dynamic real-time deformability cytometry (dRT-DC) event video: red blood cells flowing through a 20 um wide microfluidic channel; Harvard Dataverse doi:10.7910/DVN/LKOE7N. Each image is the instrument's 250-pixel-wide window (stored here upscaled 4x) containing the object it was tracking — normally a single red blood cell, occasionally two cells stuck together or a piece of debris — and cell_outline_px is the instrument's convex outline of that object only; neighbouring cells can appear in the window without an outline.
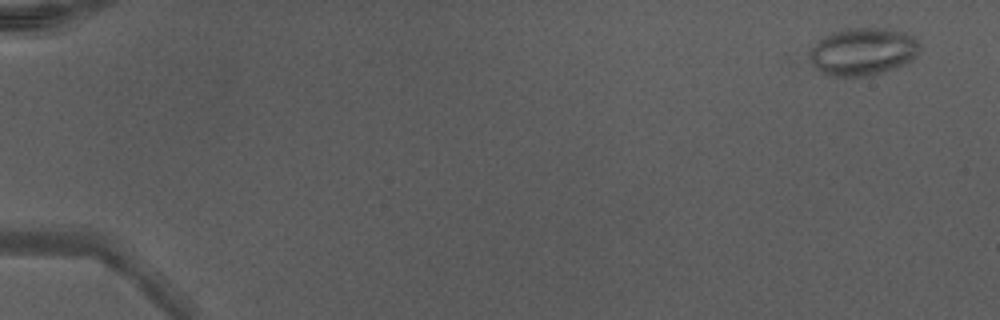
{"species": "Egyptian fruit bat (a non-hibernating species)", "species_latin": "Rousettus aegyptiacus", "temperature_condition": "warm", "stored_images_in_passage": 12, "camera_frame_rate_fps": 3000, "um_per_image_px": 0.085, "animal": {"sex": "male"}, "frame": {"image": 1, "passage_image": 3, "time_ms": 0.667, "image_size_px": [1000, 320], "cell_outline_px": [[920, 52], [912, 60], [896, 68], [868, 76], [828, 76], [816, 68], [808, 60], [808, 52], [824, 36], [840, 28], [884, 28], [904, 32], [912, 36], [920, 44]], "centroid_in_image_um": [73.34, 4.38], "position_along_channel_um": 11.7, "area_um2": 30.81}}